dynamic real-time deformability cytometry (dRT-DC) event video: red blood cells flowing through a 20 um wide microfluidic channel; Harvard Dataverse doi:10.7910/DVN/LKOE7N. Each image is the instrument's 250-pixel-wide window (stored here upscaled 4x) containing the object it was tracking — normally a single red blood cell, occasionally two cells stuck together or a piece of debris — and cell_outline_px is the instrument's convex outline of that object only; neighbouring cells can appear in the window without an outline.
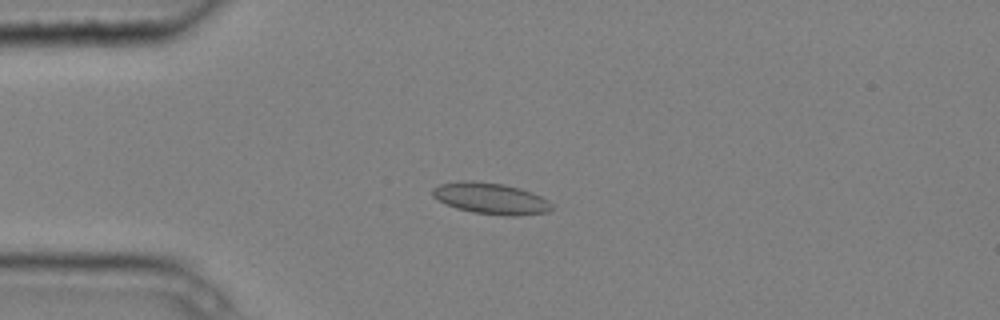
{"species": "common noctule bat (a hibernating species)", "species_latin": "Nyctalus noctula", "temperature_condition": "cold", "stored_images_in_passage": 9, "camera_frame_rate_fps": 3000, "um_per_image_px": 0.085, "animal": {"sex": "male", "body_mass_g": 20.4}, "frame": {"image": 1, "passage_image": 3, "time_ms": 0.667, "image_size_px": [1000, 320], "cell_outline_px": [[552, 208], [548, 212], [516, 216], [508, 216], [472, 212], [456, 208], [444, 204], [432, 196], [432, 188], [440, 184], [460, 180], [472, 180], [504, 184], [520, 188], [532, 192], [548, 200], [552, 204]], "centroid_in_image_um": [41.69, 16.86], "position_along_channel_um": 43.3, "area_um2": 21.96}}
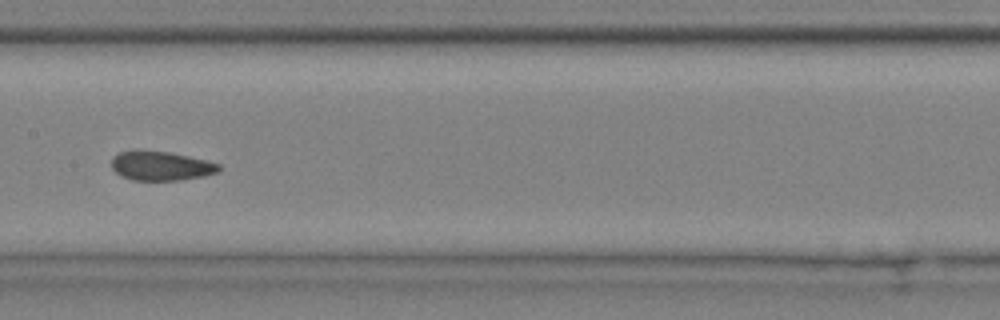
{"frame": {"image": 2, "passage_image": 7, "time_ms": 2.0, "image_size_px": [1000, 320], "cell_outline_px": [[220, 168], [216, 172], [204, 176], [180, 180], [132, 180], [120, 176], [112, 168], [112, 156], [120, 152], [136, 148], [172, 152], [220, 164]], "centroid_in_image_um": [13.61, 14.07], "position_along_channel_um": 193.8, "area_um2": 18.61}}
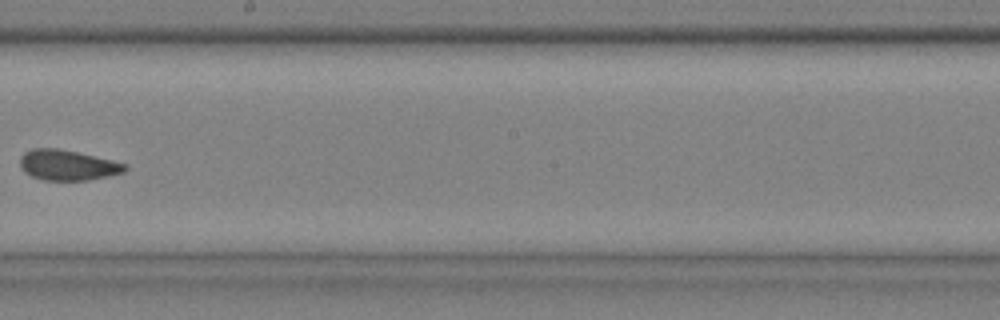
{"frame": {"image": 3, "passage_image": 8, "time_ms": 2.333, "image_size_px": [1000, 320], "cell_outline_px": [[128, 168], [124, 172], [108, 176], [88, 180], [44, 180], [32, 176], [24, 172], [20, 168], [20, 156], [24, 152], [32, 148], [56, 148], [76, 152], [128, 164]], "centroid_in_image_um": [5.72, 14.03], "position_along_channel_um": 242.5, "area_um2": 18.55}}